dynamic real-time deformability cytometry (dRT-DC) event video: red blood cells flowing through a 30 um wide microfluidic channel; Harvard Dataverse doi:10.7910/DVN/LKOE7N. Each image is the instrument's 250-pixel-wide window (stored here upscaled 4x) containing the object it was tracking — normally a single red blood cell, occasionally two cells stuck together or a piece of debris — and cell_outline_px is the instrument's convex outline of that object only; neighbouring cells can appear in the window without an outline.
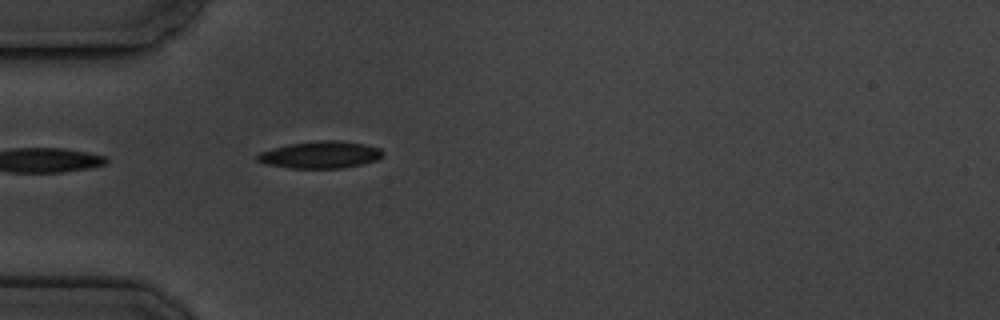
{"species": "common noctule bat (a hibernating species)", "species_latin": "Nyctalus noctula", "temperature_condition": "cold", "stored_images_in_passage": 5, "camera_frame_rate_fps": 3000, "um_per_image_px": 0.085, "animal": {"sex": "male", "body_mass_g": 19.5, "forearm_length_mm": 54.6}, "frame": {"image": 1, "passage_image": 5, "time_ms": 4.667, "image_size_px": [1000, 320], "cell_outline_px": [[384, 156], [376, 160], [344, 168], [288, 168], [264, 164], [256, 160], [256, 156], [260, 152], [272, 148], [288, 144], [320, 140], [340, 140], [364, 144], [380, 148], [384, 152]], "centroid_in_image_um": [27.22, 13.15], "position_along_channel_um": 57.8, "area_um2": 19.94}}